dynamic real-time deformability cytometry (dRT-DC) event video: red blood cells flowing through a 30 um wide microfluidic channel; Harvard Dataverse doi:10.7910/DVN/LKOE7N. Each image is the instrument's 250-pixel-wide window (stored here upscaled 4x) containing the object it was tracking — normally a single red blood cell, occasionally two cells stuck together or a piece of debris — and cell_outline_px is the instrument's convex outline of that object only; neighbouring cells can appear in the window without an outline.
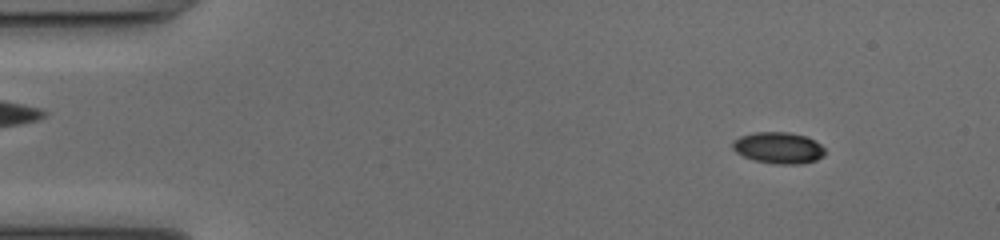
{"species": "common noctule bat (a hibernating species)", "species_latin": "Nyctalus noctula", "temperature_condition": "cold", "stored_images_in_passage": 51, "camera_frame_rate_fps": 3000, "um_per_image_px": 0.085, "animal": {"sex": "female", "body_mass_g": 17.0, "forearm_length_mm": 48.0}, "frame": {"image": 1, "passage_image": 6, "time_ms": 1.667, "image_size_px": [1000, 240], "cell_outline_px": [[824, 156], [816, 160], [800, 164], [776, 164], [756, 160], [744, 156], [736, 152], [732, 148], [732, 140], [740, 136], [756, 132], [788, 132], [808, 136], [820, 144], [824, 148]], "centroid_in_image_um": [66.18, 12.56], "position_along_channel_um": 18.8, "area_um2": 16.94}}
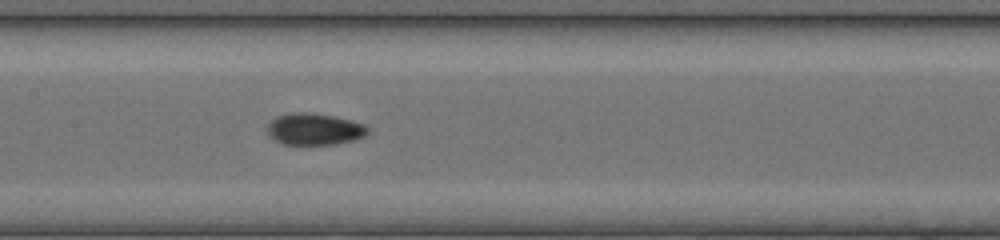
{"frame": {"image": 2, "passage_image": 25, "time_ms": 8.0, "image_size_px": [1000, 240], "cell_outline_px": [[368, 132], [364, 136], [352, 140], [336, 144], [284, 144], [276, 140], [268, 132], [268, 124], [272, 120], [280, 116], [292, 112], [308, 112], [332, 116], [364, 124], [368, 128]], "centroid_in_image_um": [26.73, 10.97], "position_along_channel_um": 180.7, "area_um2": 18.09}}
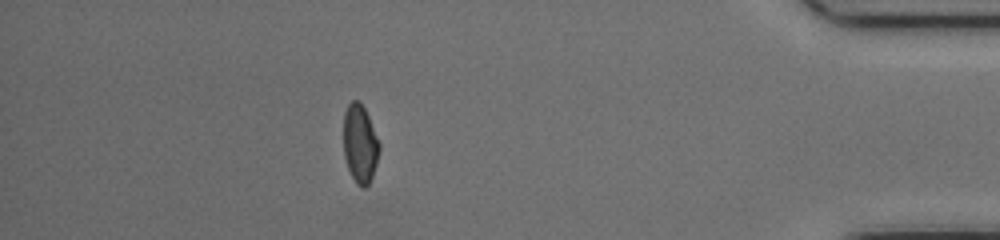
{"frame": {"image": 3, "passage_image": 45, "time_ms": 14.667, "image_size_px": [1000, 240], "cell_outline_px": [[380, 148], [376, 164], [372, 176], [368, 184], [364, 188], [360, 188], [356, 184], [348, 168], [344, 156], [344, 112], [348, 104], [352, 100], [360, 100], [368, 116], [380, 144]], "centroid_in_image_um": [30.59, 12.22], "position_along_channel_um": 404.6, "area_um2": 16.3}, "authors_computed_cell_mechanics": {"area_um2": 17.1088, "velocity_mm_per_s": 4.0886, "shape_relaxation_time_tau1_ms": 6.1256, "shape_relaxation_time_tau2_ms": 2.456, "deformation_change_tau1": 0.1703, "deformation_change_tau2": 0.0526}}